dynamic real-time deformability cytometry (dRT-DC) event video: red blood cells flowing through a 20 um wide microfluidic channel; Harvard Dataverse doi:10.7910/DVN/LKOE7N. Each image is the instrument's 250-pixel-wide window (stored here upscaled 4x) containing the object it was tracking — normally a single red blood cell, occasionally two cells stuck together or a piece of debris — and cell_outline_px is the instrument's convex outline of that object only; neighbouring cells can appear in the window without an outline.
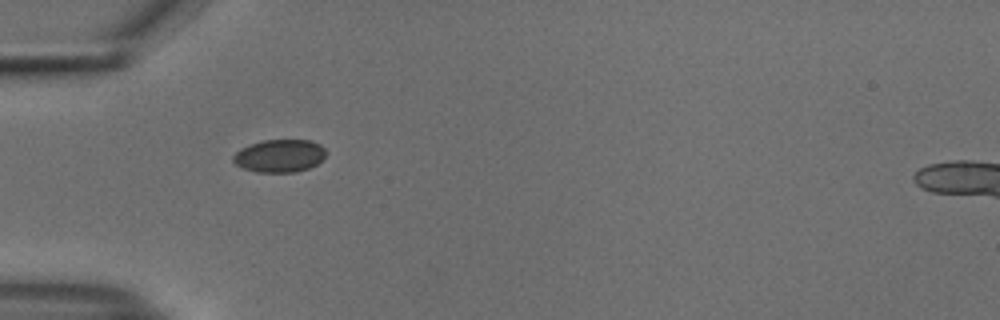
{"species": "common noctule bat (a hibernating species)", "species_latin": "Nyctalus noctula", "temperature_condition": "cold", "stored_images_in_passage": 38, "camera_frame_rate_fps": 3000, "um_per_image_px": 0.085, "animal": {"sex": "male", "body_mass_g": 18.8}, "frame": {"image": 1, "passage_image": 1, "time_ms": 0.0, "image_size_px": [1000, 320], "cell_outline_px": [[324, 156], [316, 164], [308, 168], [296, 172], [256, 172], [244, 168], [236, 164], [232, 160], [232, 156], [240, 148], [248, 144], [260, 140], [312, 140], [320, 144], [324, 148]], "centroid_in_image_um": [23.72, 13.23], "position_along_channel_um": 61.3, "area_um2": 17.74}}
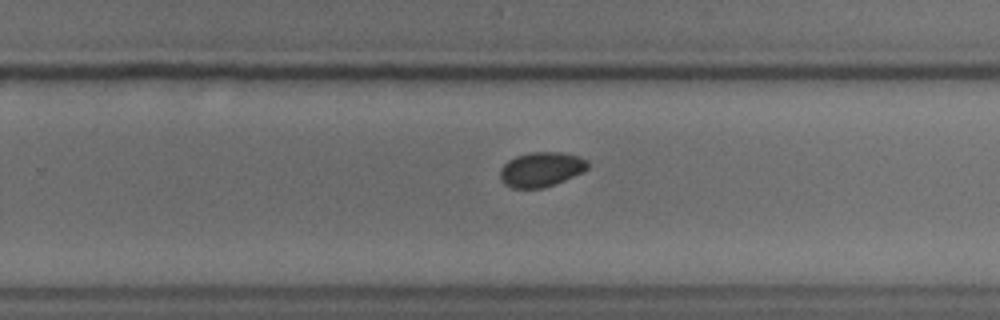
{"frame": {"image": 2, "passage_image": 19, "time_ms": 6.0, "image_size_px": [1000, 320], "cell_outline_px": [[588, 168], [584, 172], [544, 188], [512, 188], [504, 184], [500, 180], [500, 168], [508, 160], [516, 156], [528, 152], [560, 152], [580, 156], [588, 160]], "centroid_in_image_um": [46.0, 14.39], "position_along_channel_um": 283.8, "area_um2": 17.92}}
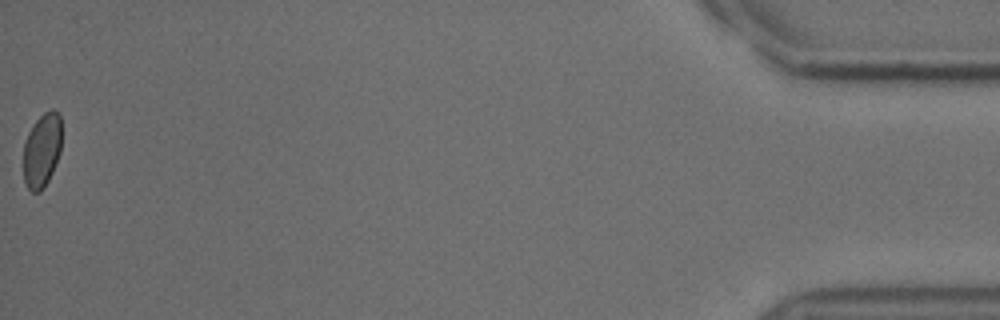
{"frame": {"image": 3, "passage_image": 38, "time_ms": 12.333, "image_size_px": [1000, 320], "cell_outline_px": [[60, 152], [52, 172], [44, 188], [40, 192], [32, 192], [24, 184], [24, 140], [28, 132], [36, 120], [44, 112], [52, 108], [60, 112]], "centroid_in_image_um": [3.55, 12.76], "position_along_channel_um": 431.6, "area_um2": 16.59}, "authors_computed_cell_mechanics": {"area_um2": 17.7735, "velocity_mm_per_s": 3.7645, "shape_relaxation_time_tau1_ms": 1.2586, "shape_relaxation_time_tau2_ms": null, "deformation_change_tau1": 0.0276, "deformation_change_tau2": null}}